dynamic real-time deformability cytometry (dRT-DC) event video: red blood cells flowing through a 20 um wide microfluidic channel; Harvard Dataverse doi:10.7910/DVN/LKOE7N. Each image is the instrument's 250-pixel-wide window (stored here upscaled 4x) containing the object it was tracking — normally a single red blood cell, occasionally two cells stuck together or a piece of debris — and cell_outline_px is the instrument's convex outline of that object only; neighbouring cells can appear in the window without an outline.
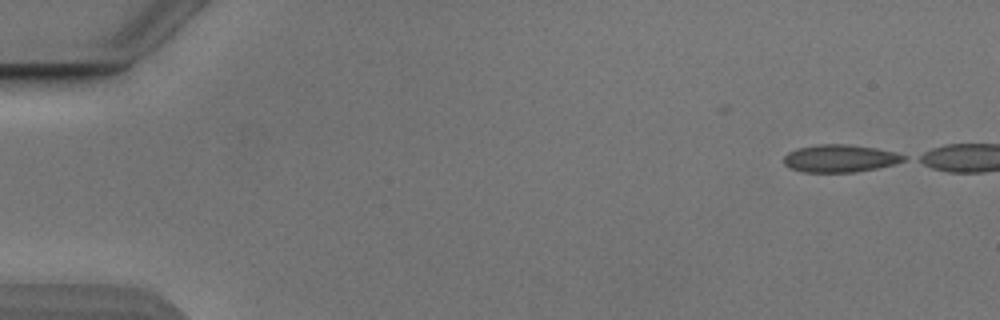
{"species": "Egyptian fruit bat (a non-hibernating species)", "species_latin": "Rousettus aegyptiacus", "temperature_condition": "cold", "stored_images_in_passage": 2, "camera_frame_rate_fps": 3000, "um_per_image_px": 0.085, "animal": {"sex": "male"}, "frame": {"image": 1, "passage_image": 2, "time_ms": 0.333, "image_size_px": [1000, 320], "cell_outline_px": [[908, 156], [904, 160], [896, 164], [856, 172], [804, 172], [788, 168], [784, 164], [784, 156], [788, 152], [796, 148], [816, 144], [848, 144], [876, 148], [896, 152]], "centroid_in_image_um": [71.39, 13.46], "position_along_channel_um": 13.6, "area_um2": 19.48}}